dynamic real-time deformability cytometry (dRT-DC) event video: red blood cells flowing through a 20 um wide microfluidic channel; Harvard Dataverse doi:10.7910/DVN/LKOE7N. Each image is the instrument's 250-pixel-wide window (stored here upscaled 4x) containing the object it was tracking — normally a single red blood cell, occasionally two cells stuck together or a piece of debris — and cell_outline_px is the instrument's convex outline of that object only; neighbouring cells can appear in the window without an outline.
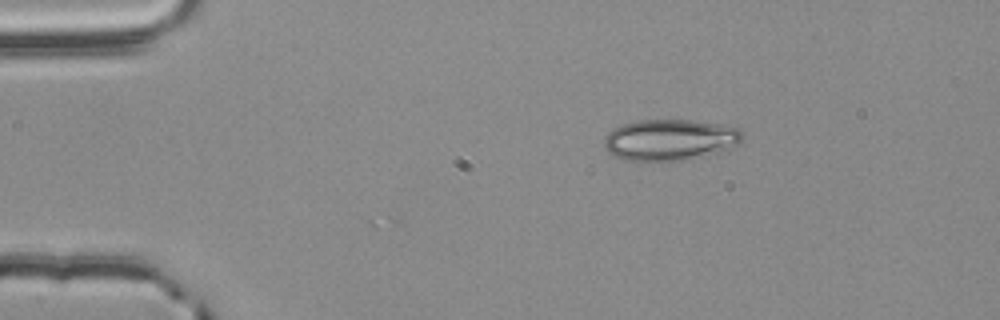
{"species": "common noctule bat (a hibernating species)", "species_latin": "Nyctalus noctula", "temperature_condition": "room temperature", "stored_images_in_passage": 43, "camera_frame_rate_fps": 3000, "um_per_image_px": 0.085, "animal": {"sex": "male", "body_mass_g": 20.4}, "frame": {"image": 1, "passage_image": 1, "time_ms": 0.0, "image_size_px": [1000, 320], "cell_outline_px": [[744, 136], [736, 144], [688, 160], [624, 160], [608, 152], [604, 148], [604, 136], [612, 128], [636, 120], [688, 120], [724, 124], [740, 128], [744, 132]], "centroid_in_image_um": [56.89, 11.86], "position_along_channel_um": 28.1, "area_um2": 32.89}}
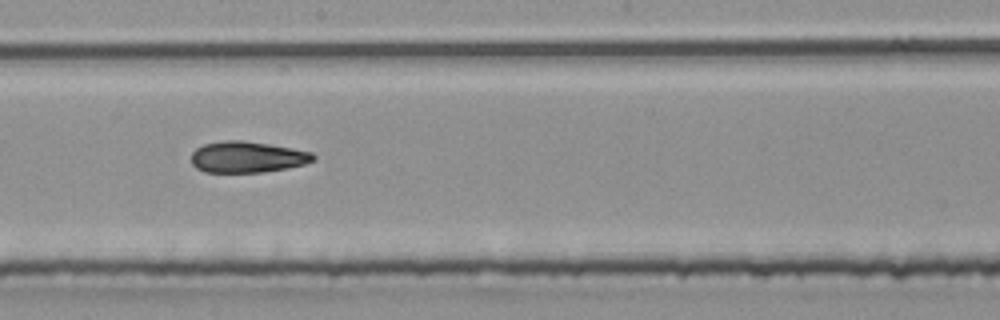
{"frame": {"image": 2, "passage_image": 22, "time_ms": 7.0, "image_size_px": [1000, 320], "cell_outline_px": [[316, 160], [304, 164], [288, 168], [264, 172], [204, 172], [196, 168], [192, 164], [192, 152], [196, 148], [204, 144], [224, 140], [244, 140], [292, 148], [312, 152], [316, 156]], "centroid_in_image_um": [21.03, 13.35], "position_along_channel_um": 227.2, "area_um2": 22.31}}
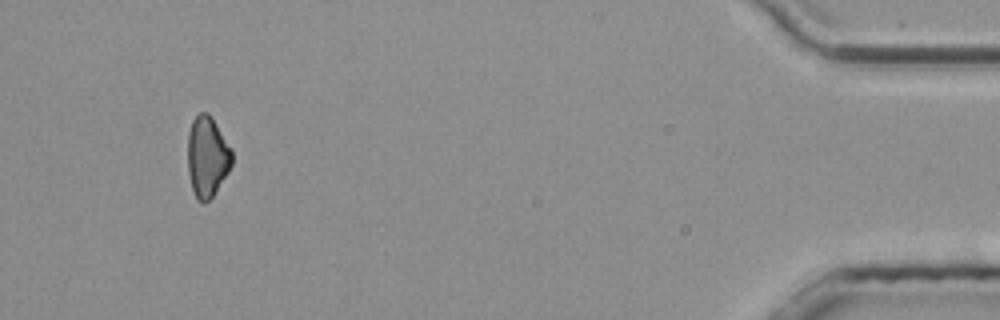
{"frame": {"image": 3, "passage_image": 43, "time_ms": 14.0, "image_size_px": [1000, 320], "cell_outline_px": [[232, 164], [228, 172], [212, 196], [204, 204], [196, 200], [188, 176], [188, 132], [192, 120], [200, 112], [208, 112], [212, 116], [232, 148]], "centroid_in_image_um": [17.61, 13.3], "position_along_channel_um": 417.6, "area_um2": 21.04}}